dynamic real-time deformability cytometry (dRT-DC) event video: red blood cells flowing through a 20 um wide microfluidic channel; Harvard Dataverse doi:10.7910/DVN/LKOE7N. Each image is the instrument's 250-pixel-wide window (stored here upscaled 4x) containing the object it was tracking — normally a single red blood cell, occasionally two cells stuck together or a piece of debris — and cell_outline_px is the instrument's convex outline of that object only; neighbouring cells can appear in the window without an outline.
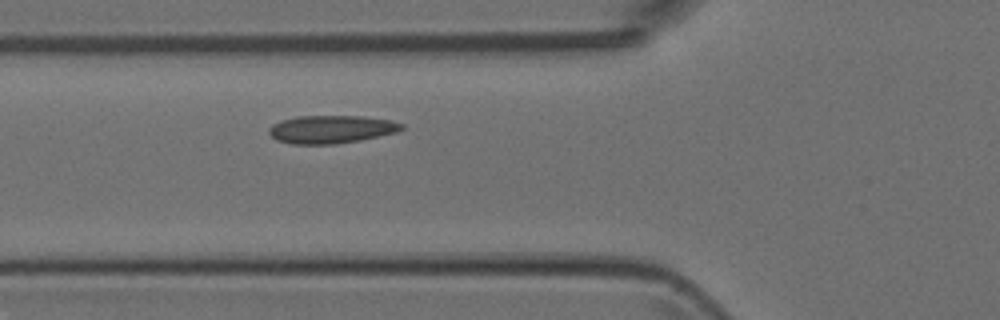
{"species": "Egyptian fruit bat (a non-hibernating species)", "species_latin": "Rousettus aegyptiacus", "temperature_condition": "room temperature", "stored_images_in_passage": 4, "segment_of_instrument_passage": [1, 2], "camera_frame_rate_fps": 3000, "um_per_image_px": 0.085, "animal": {"sex": "female"}, "frame": {"image": 1, "passage_image": 3, "time_ms": 2.0, "image_size_px": [1000, 320], "cell_outline_px": [[404, 128], [396, 132], [360, 140], [336, 144], [292, 144], [276, 140], [268, 132], [268, 128], [272, 124], [280, 120], [296, 116], [360, 116], [392, 120], [404, 124]], "centroid_in_image_um": [28.13, 10.98], "position_along_channel_um": 97.7, "area_um2": 21.73}}